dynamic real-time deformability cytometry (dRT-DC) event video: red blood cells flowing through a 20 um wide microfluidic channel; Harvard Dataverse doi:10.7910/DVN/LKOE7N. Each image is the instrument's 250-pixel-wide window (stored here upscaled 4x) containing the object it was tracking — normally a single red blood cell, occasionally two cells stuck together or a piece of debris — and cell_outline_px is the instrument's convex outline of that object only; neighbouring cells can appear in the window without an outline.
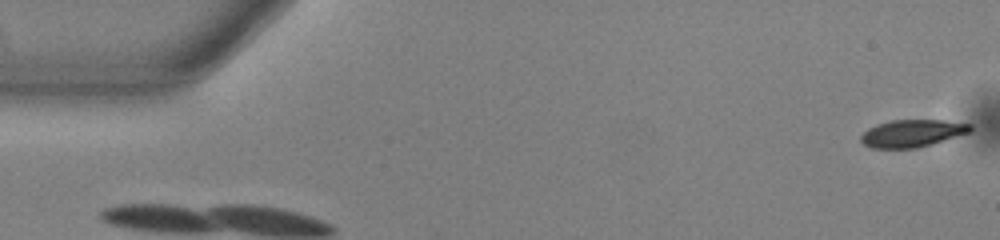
{"species": "common noctule bat (a hibernating species)", "species_latin": "Nyctalus noctula", "temperature_condition": "warm", "stored_images_in_passage": 53, "camera_frame_rate_fps": 3000, "um_per_image_px": 0.085, "animal": {"sex": "male", "body_mass_g": 13.0, "forearm_length_mm": 53.1}, "frame": {"image": 1, "passage_image": 1, "time_ms": 0.0, "image_size_px": [1000, 240], "cell_outline_px": [[972, 132], [916, 148], [872, 148], [864, 144], [860, 140], [860, 136], [868, 128], [876, 124], [892, 120], [944, 120], [972, 124]], "centroid_in_image_um": [77.54, 11.32], "position_along_channel_um": 7.5, "area_um2": 17.46}}
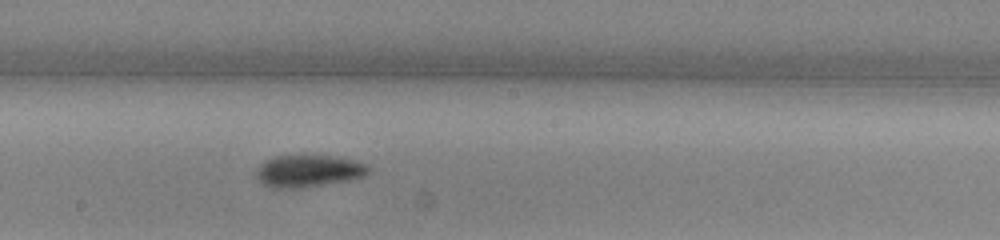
{"frame": {"image": 2, "passage_image": 29, "time_ms": 9.333, "image_size_px": [1000, 240], "cell_outline_px": [[368, 172], [364, 176], [348, 180], [300, 188], [272, 188], [260, 184], [256, 176], [256, 168], [264, 160], [276, 156], [300, 152], [332, 156], [352, 160], [368, 164]], "centroid_in_image_um": [26.13, 14.49], "position_along_channel_um": 222.1, "area_um2": 21.73}}
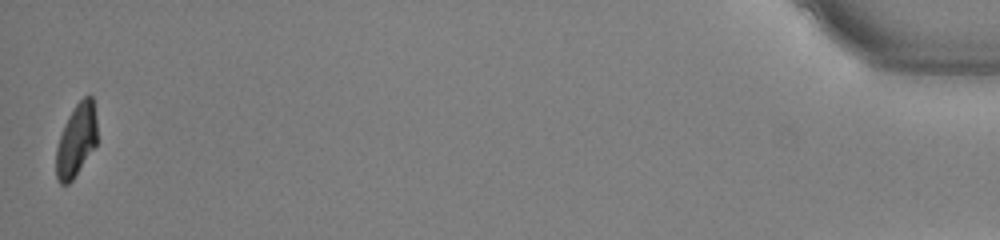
{"frame": {"image": 3, "passage_image": 53, "time_ms": 17.333, "image_size_px": [1000, 240], "cell_outline_px": [[96, 144], [72, 180], [68, 184], [60, 184], [56, 180], [56, 148], [64, 124], [68, 116], [76, 104], [84, 96], [92, 96], [96, 120]], "centroid_in_image_um": [6.46, 11.93], "position_along_channel_um": 428.7, "area_um2": 17.11}, "authors_computed_cell_mechanics": {"area_um2": 19.363, "velocity_mm_per_s": 3.836, "shape_relaxation_time_tau1_ms": 2.3799, "shape_relaxation_time_tau2_ms": 1.8032, "deformation_change_tau1": 0.1228, "deformation_change_tau2": 0.0517}}